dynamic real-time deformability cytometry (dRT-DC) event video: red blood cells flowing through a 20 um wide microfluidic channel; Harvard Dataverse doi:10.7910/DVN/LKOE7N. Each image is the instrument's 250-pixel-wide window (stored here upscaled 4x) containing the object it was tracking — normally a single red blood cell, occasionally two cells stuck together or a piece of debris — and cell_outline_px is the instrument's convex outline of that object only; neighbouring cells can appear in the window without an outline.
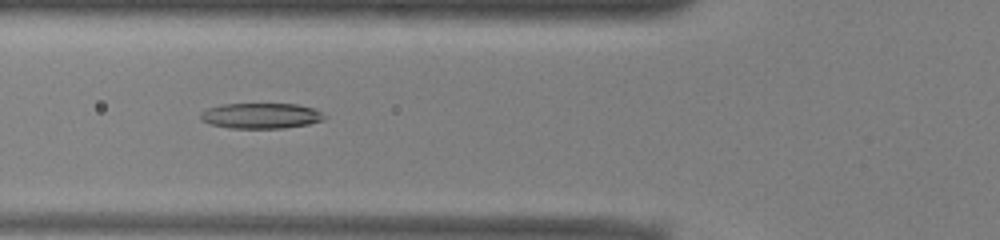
{"species": "common noctule bat (a hibernating species)", "species_latin": "Nyctalus noctula", "temperature_condition": "warm", "stored_images_in_passage": 52, "camera_frame_rate_fps": 3000, "um_per_image_px": 0.085, "animal": {"sex": "male", "body_mass_g": 13.0, "forearm_length_mm": 53.1}, "frame": {"image": 1, "passage_image": 19, "time_ms": 6.0, "image_size_px": [1000, 240], "cell_outline_px": [[324, 120], [308, 124], [284, 128], [228, 128], [212, 124], [200, 120], [200, 112], [208, 108], [224, 104], [296, 104], [312, 108], [320, 112], [324, 116]], "centroid_in_image_um": [22.15, 9.84], "position_along_channel_um": 103.7, "area_um2": 18.26}}
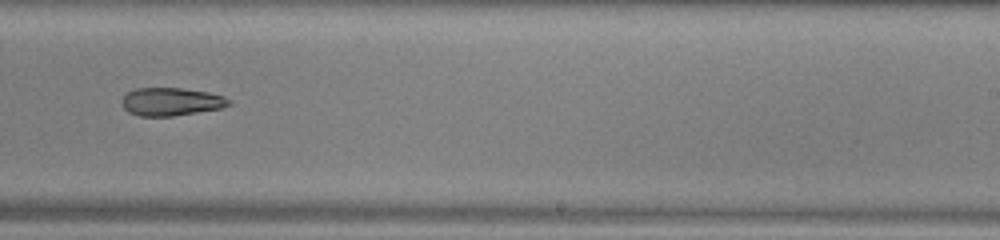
{"frame": {"image": 2, "passage_image": 32, "time_ms": 10.333, "image_size_px": [1000, 240], "cell_outline_px": [[232, 104], [220, 108], [172, 116], [140, 116], [128, 112], [124, 108], [120, 100], [128, 92], [136, 88], [180, 88], [208, 92], [224, 96], [232, 100]], "centroid_in_image_um": [14.54, 8.64], "position_along_channel_um": 274.5, "area_um2": 17.46}}
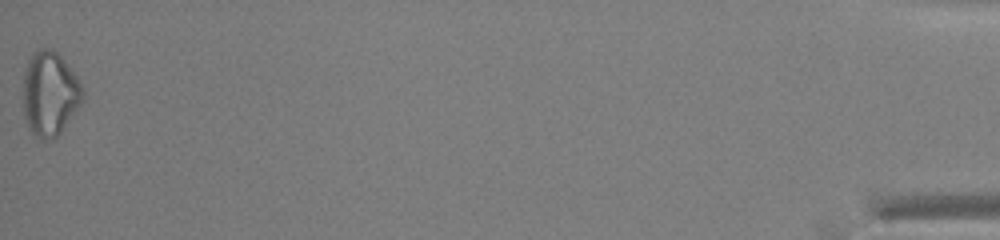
{"frame": {"image": 3, "passage_image": 52, "time_ms": 17.0, "image_size_px": [1000, 240], "cell_outline_px": [[84, 100], [60, 132], [56, 136], [44, 140], [36, 136], [28, 128], [24, 116], [24, 72], [28, 60], [32, 52], [40, 48], [52, 48], [60, 56], [76, 76], [84, 88]], "centroid_in_image_um": [4.24, 7.94], "position_along_channel_um": 431.0, "area_um2": 29.13}}